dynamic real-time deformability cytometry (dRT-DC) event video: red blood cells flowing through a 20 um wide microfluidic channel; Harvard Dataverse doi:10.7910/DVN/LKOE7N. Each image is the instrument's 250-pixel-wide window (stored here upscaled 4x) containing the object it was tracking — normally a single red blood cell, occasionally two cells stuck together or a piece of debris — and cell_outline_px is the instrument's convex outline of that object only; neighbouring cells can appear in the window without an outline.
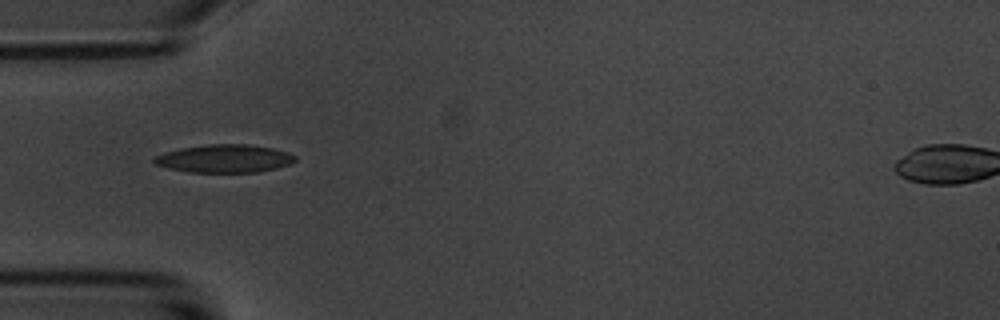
{"species": "common noctule bat (a hibernating species)", "species_latin": "Nyctalus noctula", "temperature_condition": "room temperature", "stored_images_in_passage": 11, "camera_frame_rate_fps": 3000, "um_per_image_px": 0.085, "animal": {"sex": "male", "body_mass_g": 20.1, "forearm_length_mm": 53.5}, "frame": {"image": 1, "passage_image": 5, "time_ms": 5.333, "image_size_px": [1000, 320], "cell_outline_px": [[296, 160], [288, 164], [276, 168], [256, 172], [188, 172], [168, 168], [156, 164], [152, 160], [156, 156], [164, 152], [180, 148], [208, 144], [248, 144], [272, 148], [288, 152], [296, 156]], "centroid_in_image_um": [19.07, 13.47], "position_along_channel_um": 65.9, "area_um2": 22.95}}
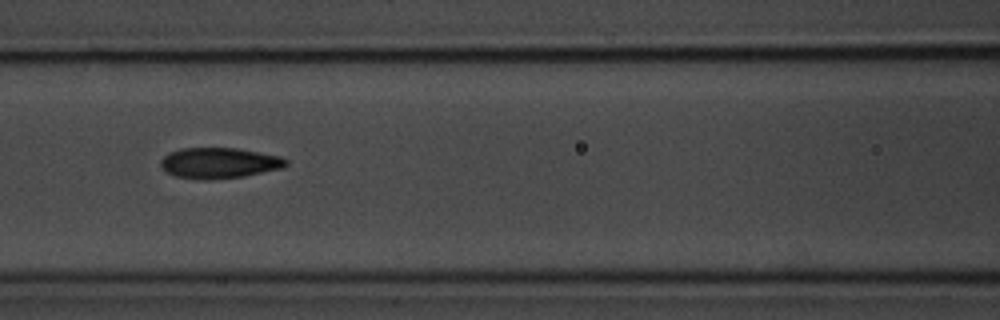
{"frame": {"image": 2, "passage_image": 7, "time_ms": 7.667, "image_size_px": [1000, 320], "cell_outline_px": [[288, 164], [284, 168], [244, 176], [212, 180], [200, 180], [176, 176], [168, 172], [160, 164], [160, 160], [168, 152], [180, 148], [236, 148], [280, 156], [288, 160]], "centroid_in_image_um": [18.64, 13.86], "position_along_channel_um": 148.0, "area_um2": 22.54}}
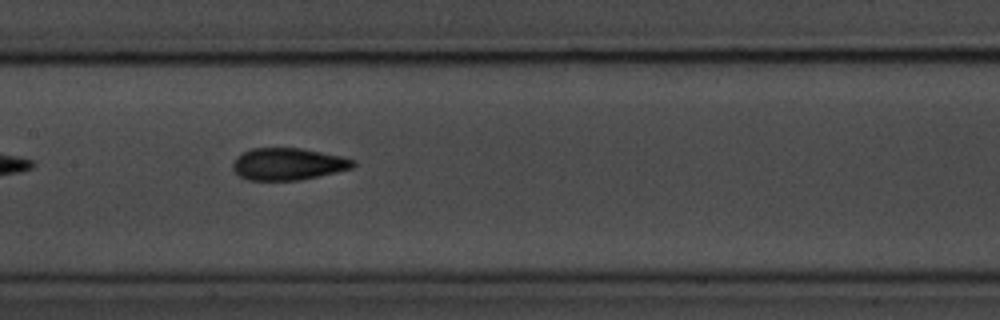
{"frame": {"image": 3, "passage_image": 8, "time_ms": 8.667, "image_size_px": [1000, 320], "cell_outline_px": [[356, 164], [352, 168], [336, 172], [300, 180], [248, 180], [240, 176], [232, 168], [232, 164], [236, 156], [252, 148], [300, 148], [340, 156], [356, 160]], "centroid_in_image_um": [24.47, 13.94], "position_along_channel_um": 182.9, "area_um2": 22.37}}